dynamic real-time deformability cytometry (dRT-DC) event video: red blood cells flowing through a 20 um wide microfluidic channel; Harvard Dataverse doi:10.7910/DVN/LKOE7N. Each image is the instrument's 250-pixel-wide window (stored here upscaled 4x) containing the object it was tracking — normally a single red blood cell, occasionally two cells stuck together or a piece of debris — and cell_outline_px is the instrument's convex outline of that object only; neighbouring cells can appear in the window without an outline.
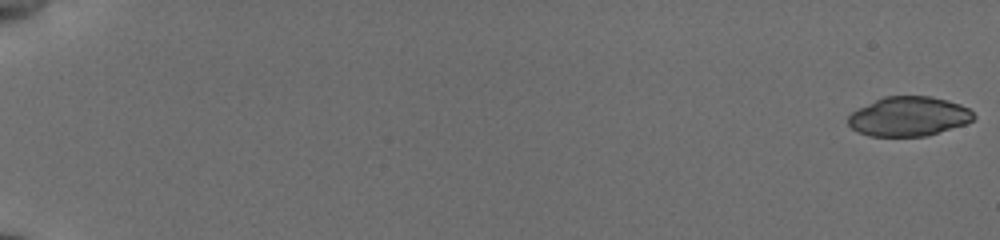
{"species": "common noctule bat (a hibernating species)", "species_latin": "Nyctalus noctula", "temperature_condition": "cold", "stored_images_in_passage": 56, "camera_frame_rate_fps": 3000, "um_per_image_px": 0.085, "animal": {"sex": "female", "body_mass_g": 19.5, "forearm_length_mm": 54.1}, "frame": {"image": 1, "passage_image": 1, "time_ms": 0.0, "image_size_px": [1000, 240], "cell_outline_px": [[976, 116], [972, 120], [964, 124], [924, 136], [868, 136], [856, 132], [848, 124], [848, 116], [852, 112], [884, 96], [932, 96], [948, 100], [960, 104], [968, 108]], "centroid_in_image_um": [77.23, 9.89], "position_along_channel_um": 7.8, "area_um2": 28.67}}
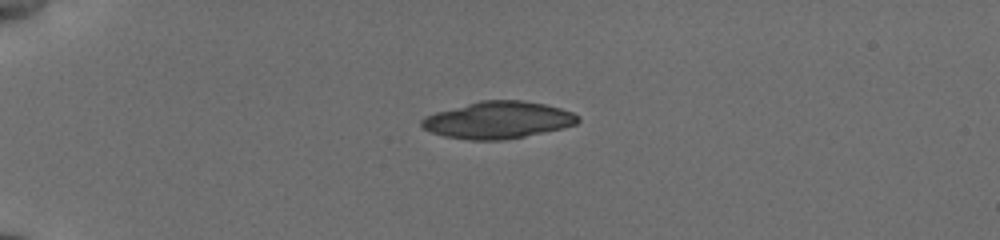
{"frame": {"image": 2, "passage_image": 16, "time_ms": 5.0, "image_size_px": [1000, 240], "cell_outline_px": [[580, 120], [576, 124], [564, 128], [504, 140], [468, 140], [444, 136], [432, 132], [424, 128], [420, 124], [420, 120], [424, 116], [436, 112], [480, 100], [520, 100], [544, 104], [560, 108], [572, 112], [580, 116]], "centroid_in_image_um": [42.33, 10.2], "position_along_channel_um": 42.7, "area_um2": 33.7}}